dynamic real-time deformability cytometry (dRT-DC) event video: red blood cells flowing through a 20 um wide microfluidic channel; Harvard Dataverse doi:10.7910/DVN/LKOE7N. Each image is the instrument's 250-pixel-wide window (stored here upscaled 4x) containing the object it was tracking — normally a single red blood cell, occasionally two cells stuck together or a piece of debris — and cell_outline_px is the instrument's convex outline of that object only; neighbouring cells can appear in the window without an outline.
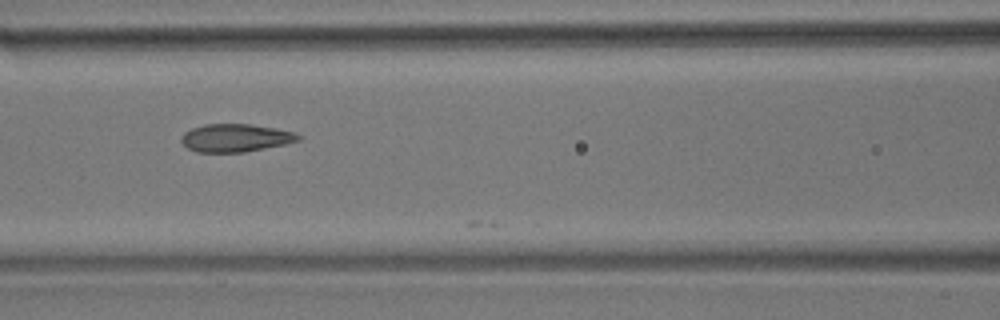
{"species": "common noctule bat (a hibernating species)", "species_latin": "Nyctalus noctula", "temperature_condition": "room temperature", "stored_images_in_passage": 6, "camera_frame_rate_fps": 3000, "um_per_image_px": 0.085, "animal": {"sex": "male", "body_mass_g": 17.9}, "frame": {"image": 1, "passage_image": 3, "time_ms": 0.667, "image_size_px": [1000, 320], "cell_outline_px": [[300, 140], [284, 144], [244, 152], [196, 152], [188, 148], [180, 140], [180, 136], [184, 132], [192, 128], [204, 124], [252, 124], [276, 128], [296, 132], [300, 136]], "centroid_in_image_um": [20.0, 11.71], "position_along_channel_um": 146.6, "area_um2": 19.07}}
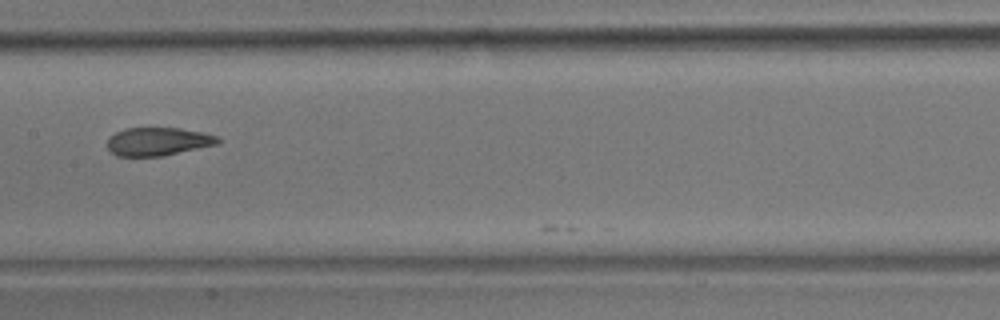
{"frame": {"image": 2, "passage_image": 4, "time_ms": 1.0, "image_size_px": [1000, 320], "cell_outline_px": [[220, 140], [216, 144], [164, 156], [116, 156], [108, 148], [108, 136], [124, 128], [180, 128], [204, 132], [216, 136]], "centroid_in_image_um": [13.4, 12.02], "position_along_channel_um": 194.0, "area_um2": 18.15}}